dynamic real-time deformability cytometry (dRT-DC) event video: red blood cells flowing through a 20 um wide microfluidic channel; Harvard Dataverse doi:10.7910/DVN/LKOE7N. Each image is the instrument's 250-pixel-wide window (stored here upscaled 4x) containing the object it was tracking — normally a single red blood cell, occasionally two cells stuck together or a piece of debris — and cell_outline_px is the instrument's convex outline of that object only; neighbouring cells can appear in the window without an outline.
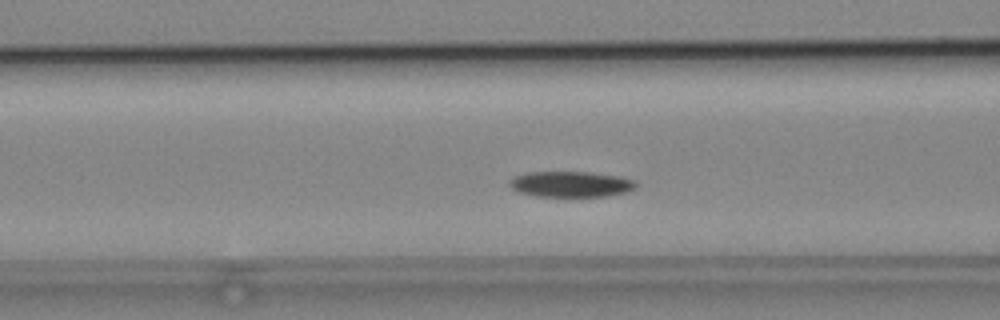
{"species": "common noctule bat (a hibernating species)", "species_latin": "Nyctalus noctula", "temperature_condition": "cold", "stored_images_in_passage": 45, "camera_frame_rate_fps": 3000, "um_per_image_px": 0.085, "animal": {"sex": "male", "body_mass_g": 19.2, "forearm_length_mm": 51.8}, "frame": {"image": 1, "passage_image": 12, "time_ms": 3.667, "image_size_px": [1000, 320], "cell_outline_px": [[636, 188], [628, 192], [608, 196], [536, 196], [520, 192], [512, 188], [508, 184], [508, 180], [516, 176], [528, 172], [592, 172], [616, 176], [636, 180]], "centroid_in_image_um": [48.54, 15.65], "position_along_channel_um": 118.1, "area_um2": 18.96}}
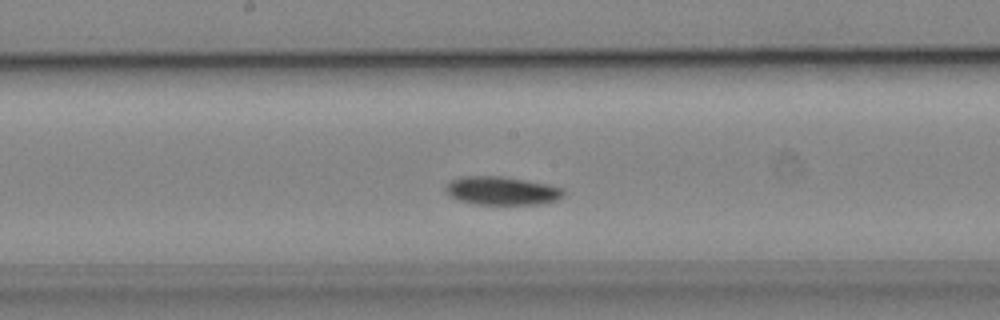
{"frame": {"image": 2, "passage_image": 19, "time_ms": 6.0, "image_size_px": [1000, 320], "cell_outline_px": [[564, 196], [556, 200], [544, 204], [476, 204], [460, 200], [452, 196], [444, 188], [452, 180], [464, 176], [500, 176], [548, 184], [560, 188], [564, 192]], "centroid_in_image_um": [42.69, 16.22], "position_along_channel_um": 205.5, "area_um2": 19.19}}
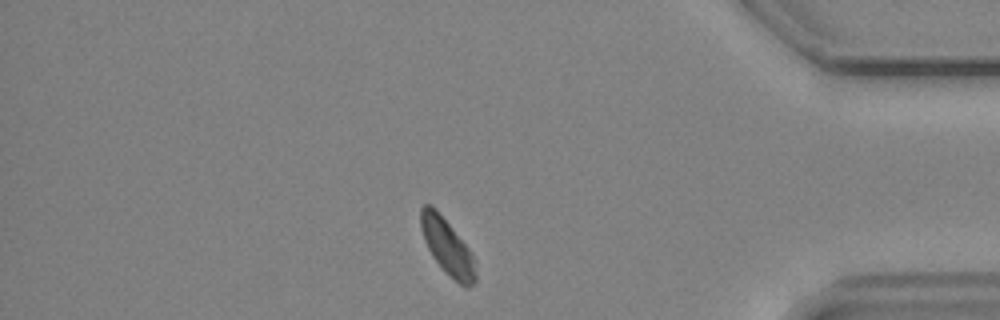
{"frame": {"image": 3, "passage_image": 37, "time_ms": 12.0, "image_size_px": [1000, 320], "cell_outline_px": [[476, 280], [468, 288], [460, 284], [432, 256], [424, 240], [420, 228], [420, 208], [424, 204], [428, 204], [436, 208], [468, 248], [472, 256], [476, 276]], "centroid_in_image_um": [37.98, 20.92], "position_along_channel_um": 397.2, "area_um2": 17.22}, "authors_computed_cell_mechanics": {"area_um2": 18.7272, "velocity_mm_per_s": 3.7527, "shape_relaxation_time_tau1_ms": 4.8199, "shape_relaxation_time_tau2_ms": null, "deformation_change_tau1": 0.0911, "deformation_change_tau2": null}}